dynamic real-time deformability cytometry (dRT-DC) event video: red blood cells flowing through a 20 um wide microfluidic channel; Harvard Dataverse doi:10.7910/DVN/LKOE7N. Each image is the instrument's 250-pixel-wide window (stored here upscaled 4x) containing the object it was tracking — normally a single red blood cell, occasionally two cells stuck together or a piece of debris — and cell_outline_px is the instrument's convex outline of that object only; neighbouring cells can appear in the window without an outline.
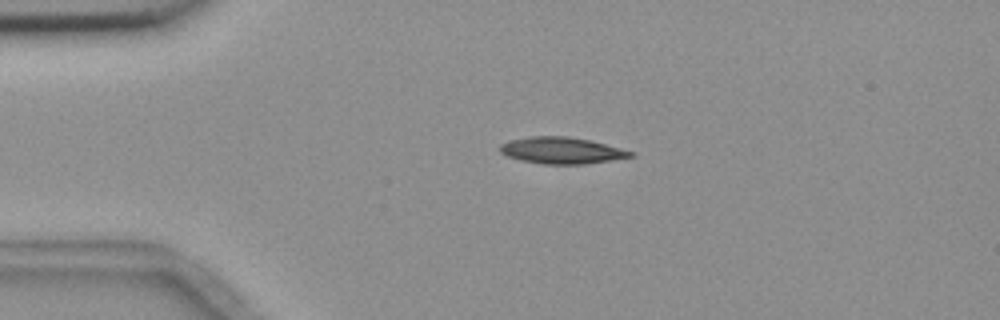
{"species": "common noctule bat (a hibernating species)", "species_latin": "Nyctalus noctula", "temperature_condition": "room temperature", "stored_images_in_passage": 3, "camera_frame_rate_fps": 3000, "um_per_image_px": 0.085, "animal": {"sex": "female", "body_mass_g": 18.4}, "frame": {"image": 1, "passage_image": 1, "time_ms": 0.0, "image_size_px": [1000, 320], "cell_outline_px": [[636, 156], [612, 160], [584, 164], [544, 164], [520, 160], [508, 156], [500, 152], [500, 144], [512, 140], [528, 136], [568, 136], [588, 140], [636, 152]], "centroid_in_image_um": [47.76, 12.79], "position_along_channel_um": 37.2, "area_um2": 20.11}}
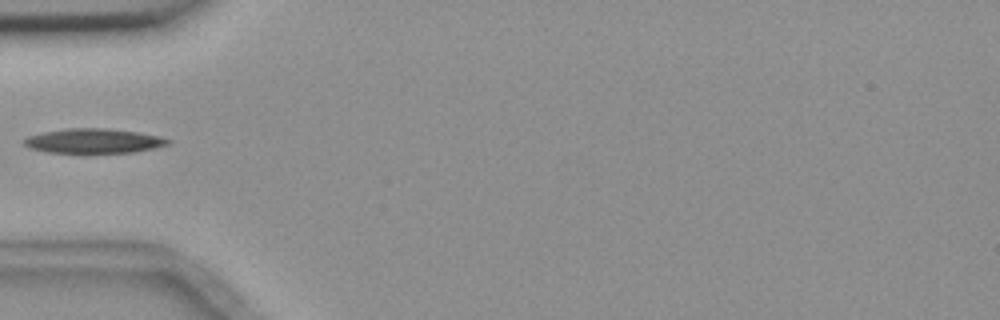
{"frame": {"image": 2, "passage_image": 3, "time_ms": 2.0, "image_size_px": [1000, 320], "cell_outline_px": [[172, 140], [168, 144], [136, 152], [48, 152], [28, 148], [24, 144], [24, 140], [28, 136], [44, 132], [68, 128], [104, 128], [136, 132], [160, 136]], "centroid_in_image_um": [7.95, 11.97], "position_along_channel_um": 77.0, "area_um2": 20.29}}